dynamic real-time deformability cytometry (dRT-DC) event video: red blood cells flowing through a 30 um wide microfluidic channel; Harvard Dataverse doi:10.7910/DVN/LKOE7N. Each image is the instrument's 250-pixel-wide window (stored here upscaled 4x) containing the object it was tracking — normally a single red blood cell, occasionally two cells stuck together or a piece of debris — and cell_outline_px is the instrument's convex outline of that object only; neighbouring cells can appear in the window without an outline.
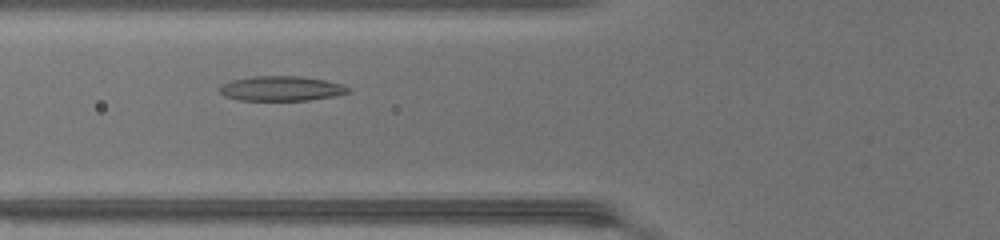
{"species": "common noctule bat (a hibernating species)", "species_latin": "Nyctalus noctula", "temperature_condition": "warm", "stored_images_in_passage": 38, "camera_frame_rate_fps": 3000, "um_per_image_px": 0.085, "animal": {"sex": "female", "body_mass_g": 17.0, "forearm_length_mm": 48.0}, "frame": {"image": 1, "passage_image": 9, "time_ms": 2.667, "image_size_px": [1000, 240], "cell_outline_px": [[348, 92], [336, 96], [308, 100], [240, 100], [228, 96], [220, 92], [220, 88], [224, 84], [232, 80], [256, 76], [300, 76], [324, 80], [340, 84], [348, 88]], "centroid_in_image_um": [23.93, 7.52], "position_along_channel_um": 101.9, "area_um2": 18.15}}
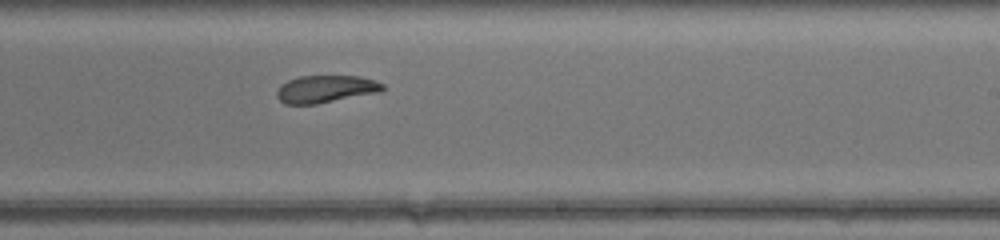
{"frame": {"image": 2, "passage_image": 20, "time_ms": 6.333, "image_size_px": [1000, 240], "cell_outline_px": [[384, 88], [380, 92], [316, 104], [284, 104], [276, 96], [276, 92], [280, 84], [288, 80], [300, 76], [360, 76], [384, 84]], "centroid_in_image_um": [27.65, 7.57], "position_along_channel_um": 261.4, "area_um2": 16.88}}
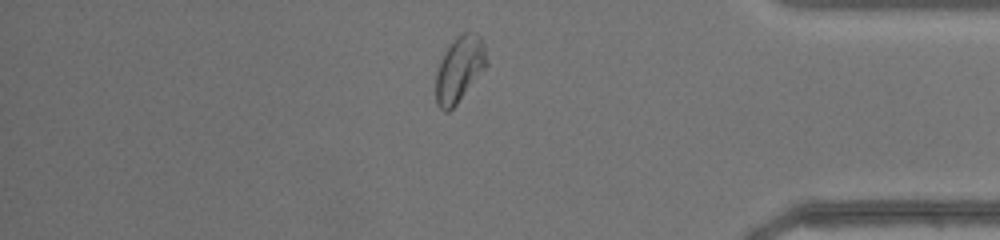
{"frame": {"image": 3, "passage_image": 31, "time_ms": 10.0, "image_size_px": [1000, 240], "cell_outline_px": [[488, 64], [456, 104], [448, 112], [444, 112], [436, 104], [436, 76], [440, 64], [448, 48], [456, 36], [464, 32], [468, 32], [480, 36], [484, 44], [488, 60]], "centroid_in_image_um": [39.07, 5.88], "position_along_channel_um": 396.1, "area_um2": 18.96}, "authors_computed_cell_mechanics": {"area_um2": 18.1492, "velocity_mm_per_s": 4.3517, "shape_relaxation_time_tau1_ms": null, "shape_relaxation_time_tau2_ms": 4.5875, "deformation_change_tau1": null, "deformation_change_tau2": 0.1113}}